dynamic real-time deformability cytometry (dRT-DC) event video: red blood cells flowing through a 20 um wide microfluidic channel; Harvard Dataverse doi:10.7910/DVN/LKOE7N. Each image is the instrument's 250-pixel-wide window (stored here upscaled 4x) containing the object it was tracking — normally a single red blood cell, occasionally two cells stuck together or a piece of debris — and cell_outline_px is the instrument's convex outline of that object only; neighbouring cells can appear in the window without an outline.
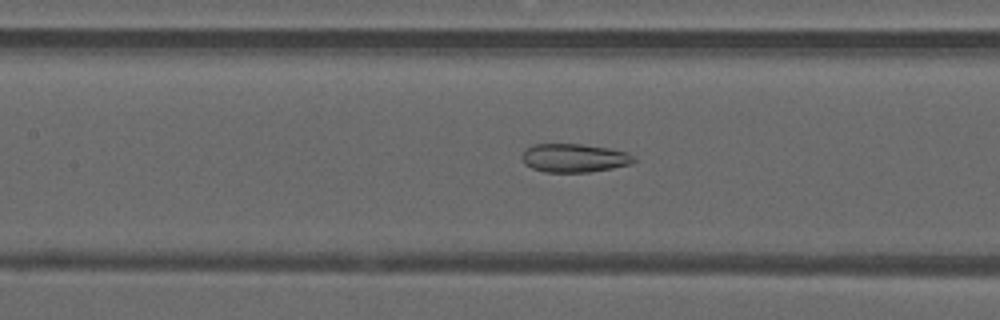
{"species": "common noctule bat (a hibernating species)", "species_latin": "Nyctalus noctula", "temperature_condition": "warm", "stored_images_in_passage": 47, "camera_frame_rate_fps": 3000, "um_per_image_px": 0.085, "animal": {"sex": "male", "forearm_length_mm": 52.5}, "frame": {"image": 1, "passage_image": 20, "time_ms": 6.333, "image_size_px": [1000, 320], "cell_outline_px": [[636, 160], [632, 164], [612, 168], [588, 172], [544, 172], [532, 168], [524, 164], [520, 156], [524, 148], [536, 144], [580, 144], [608, 148], [628, 152], [636, 156]], "centroid_in_image_um": [48.8, 13.43], "position_along_channel_um": 158.6, "area_um2": 18.84}}
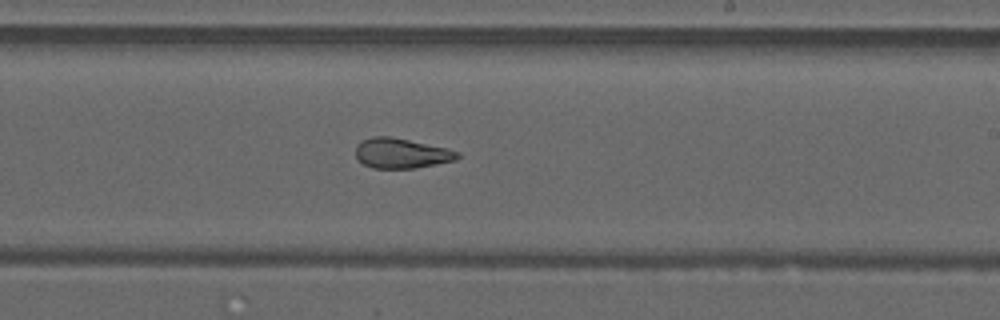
{"frame": {"image": 2, "passage_image": 27, "time_ms": 8.667, "image_size_px": [1000, 320], "cell_outline_px": [[460, 156], [456, 160], [416, 168], [372, 168], [364, 164], [356, 156], [356, 144], [360, 140], [372, 136], [388, 136], [448, 148], [460, 152]], "centroid_in_image_um": [34.11, 13.02], "position_along_channel_um": 254.9, "area_um2": 17.86}}
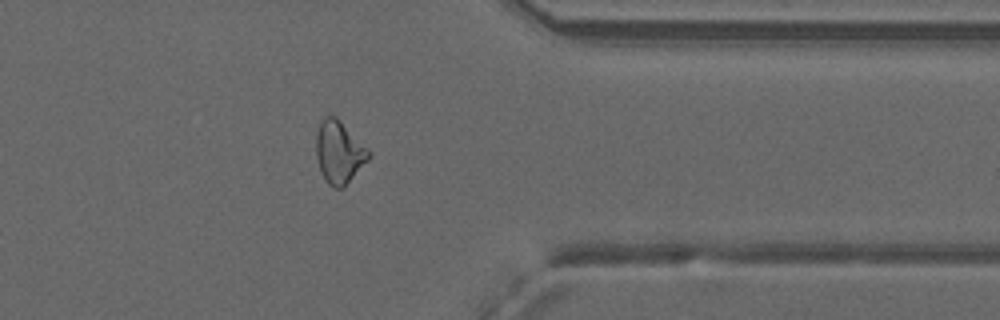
{"frame": {"image": 3, "passage_image": 37, "time_ms": 12.0, "image_size_px": [1000, 320], "cell_outline_px": [[372, 156], [344, 188], [336, 188], [328, 184], [320, 172], [316, 156], [316, 132], [320, 120], [324, 116], [336, 116], [372, 152]], "centroid_in_image_um": [28.83, 12.93], "position_along_channel_um": 382.6, "area_um2": 19.48}, "authors_computed_cell_mechanics": {"area_um2": 20.23, "velocity_mm_per_s": 4.147, "shape_relaxation_time_tau1_ms": null, "shape_relaxation_time_tau2_ms": 2.7404, "deformation_change_tau1": null, "deformation_change_tau2": 0.118}}